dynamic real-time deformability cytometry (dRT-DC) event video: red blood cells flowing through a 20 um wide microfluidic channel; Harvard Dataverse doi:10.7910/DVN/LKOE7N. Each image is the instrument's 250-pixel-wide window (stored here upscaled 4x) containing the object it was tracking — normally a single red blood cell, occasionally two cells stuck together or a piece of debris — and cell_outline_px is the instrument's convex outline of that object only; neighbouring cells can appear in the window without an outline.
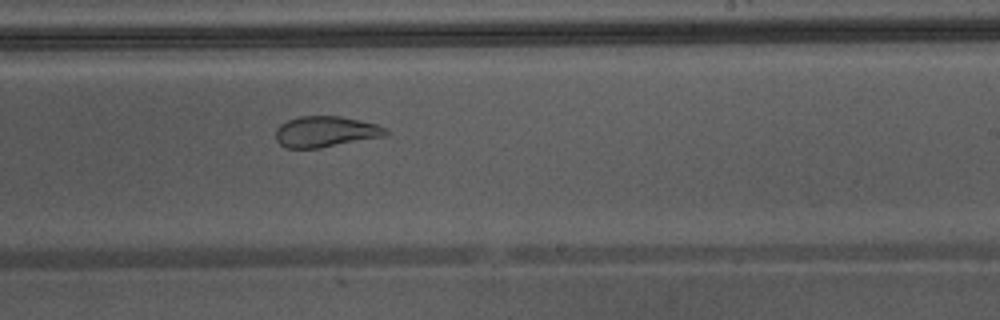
{"species": "Egyptian fruit bat (a non-hibernating species)", "species_latin": "Rousettus aegyptiacus", "temperature_condition": "warm", "stored_images_in_passage": 28, "camera_frame_rate_fps": 3000, "um_per_image_px": 0.085, "animal": {"sex": "male"}, "frame": {"image": 1, "passage_image": 16, "time_ms": 5.0, "image_size_px": [1000, 320], "cell_outline_px": [[388, 132], [384, 136], [320, 148], [284, 148], [276, 140], [276, 128], [280, 124], [288, 120], [300, 116], [340, 116], [376, 124], [388, 128]], "centroid_in_image_um": [27.65, 11.19], "position_along_channel_um": 261.3, "area_um2": 19.77}, "authors_computed_cell_mechanics": {"area_um2": 21.5016, "velocity_mm_per_s": 4.407, "shape_relaxation_time_tau1_ms": null, "shape_relaxation_time_tau2_ms": 0.9662, "deformation_change_tau1": null, "deformation_change_tau2": 0.0852}}